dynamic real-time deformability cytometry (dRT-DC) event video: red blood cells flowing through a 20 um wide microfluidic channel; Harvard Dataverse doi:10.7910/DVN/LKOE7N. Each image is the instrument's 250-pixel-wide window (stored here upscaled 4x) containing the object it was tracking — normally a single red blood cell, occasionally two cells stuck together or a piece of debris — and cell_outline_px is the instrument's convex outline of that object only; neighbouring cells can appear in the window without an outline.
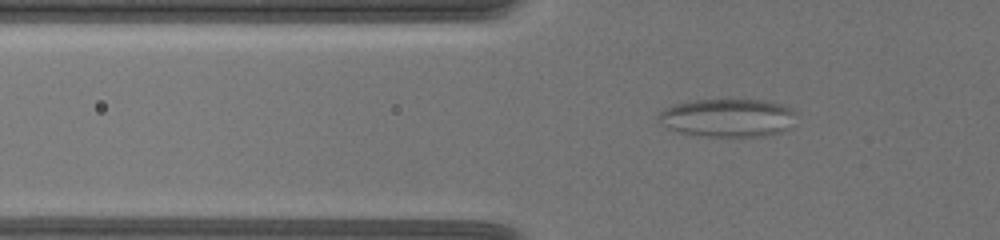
{"species": "common noctule bat (a hibernating species)", "species_latin": "Nyctalus noctula", "temperature_condition": "warm", "stored_images_in_passage": 65, "camera_frame_rate_fps": 3000, "um_per_image_px": 0.085, "animal": {"sex": "female", "body_mass_g": 19.5, "forearm_length_mm": 54.1}, "frame": {"image": 1, "passage_image": 26, "time_ms": 8.333, "image_size_px": [1000, 240], "cell_outline_px": [[796, 112], [792, 128], [780, 132], [764, 136], [708, 136], [680, 132], [668, 128], [660, 124], [656, 116], [664, 108], [676, 104], [696, 100], [768, 100], [792, 108]], "centroid_in_image_um": [61.89, 10.01], "position_along_channel_um": 63.9, "area_um2": 30.75}}
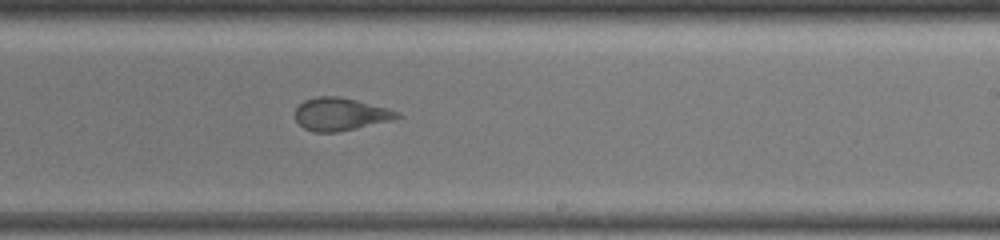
{"frame": {"image": 2, "passage_image": 44, "time_ms": 14.333, "image_size_px": [1000, 240], "cell_outline_px": [[400, 116], [392, 120], [356, 128], [336, 132], [312, 132], [304, 128], [296, 120], [296, 108], [304, 100], [316, 96], [336, 96], [356, 100], [388, 108], [400, 112]], "centroid_in_image_um": [28.92, 9.7], "position_along_channel_um": 260.1, "area_um2": 19.31}}
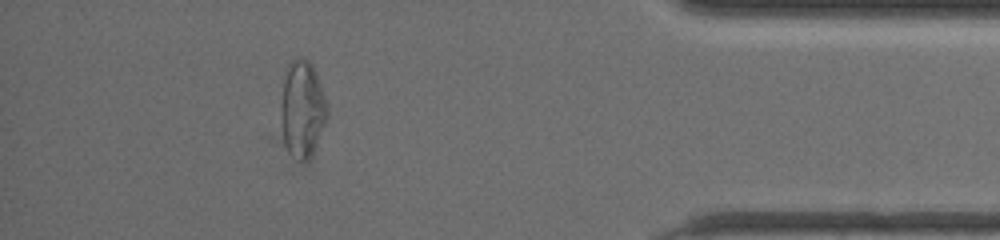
{"frame": {"image": 3, "passage_image": 60, "time_ms": 19.667, "image_size_px": [1000, 240], "cell_outline_px": [[328, 116], [312, 156], [308, 160], [300, 160], [288, 152], [284, 144], [280, 116], [280, 104], [284, 68], [296, 56], [304, 56], [312, 64], [316, 72], [328, 108]], "centroid_in_image_um": [25.67, 9.21], "position_along_channel_um": 409.5, "area_um2": 26.76}, "authors_computed_cell_mechanics": {"area_um2": 26.7614, "velocity_mm_per_s": 3.433, "shape_relaxation_time_tau1_ms": null, "shape_relaxation_time_tau2_ms": 1.1576, "deformation_change_tau1": null, "deformation_change_tau2": 0.0894}}